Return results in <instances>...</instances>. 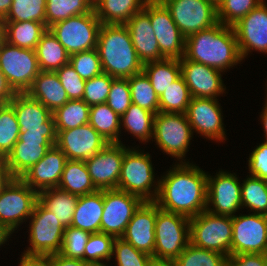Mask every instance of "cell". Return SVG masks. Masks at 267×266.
<instances>
[{"mask_svg": "<svg viewBox=\"0 0 267 266\" xmlns=\"http://www.w3.org/2000/svg\"><path fill=\"white\" fill-rule=\"evenodd\" d=\"M233 28L242 59L252 50L267 53V5L264 1L234 24Z\"/></svg>", "mask_w": 267, "mask_h": 266, "instance_id": "21", "label": "cell"}, {"mask_svg": "<svg viewBox=\"0 0 267 266\" xmlns=\"http://www.w3.org/2000/svg\"><path fill=\"white\" fill-rule=\"evenodd\" d=\"M112 255H115L117 266H150L152 256L134 248L122 238H115Z\"/></svg>", "mask_w": 267, "mask_h": 266, "instance_id": "47", "label": "cell"}, {"mask_svg": "<svg viewBox=\"0 0 267 266\" xmlns=\"http://www.w3.org/2000/svg\"><path fill=\"white\" fill-rule=\"evenodd\" d=\"M127 149L123 143H109L85 161L91 181L97 190L117 189Z\"/></svg>", "mask_w": 267, "mask_h": 266, "instance_id": "18", "label": "cell"}, {"mask_svg": "<svg viewBox=\"0 0 267 266\" xmlns=\"http://www.w3.org/2000/svg\"><path fill=\"white\" fill-rule=\"evenodd\" d=\"M55 72L66 90L69 100L82 99L85 90V80L79 76L75 69L70 64H67Z\"/></svg>", "mask_w": 267, "mask_h": 266, "instance_id": "52", "label": "cell"}, {"mask_svg": "<svg viewBox=\"0 0 267 266\" xmlns=\"http://www.w3.org/2000/svg\"><path fill=\"white\" fill-rule=\"evenodd\" d=\"M121 117L106 103L90 106L89 124L109 143H122L120 140Z\"/></svg>", "mask_w": 267, "mask_h": 266, "instance_id": "35", "label": "cell"}, {"mask_svg": "<svg viewBox=\"0 0 267 266\" xmlns=\"http://www.w3.org/2000/svg\"><path fill=\"white\" fill-rule=\"evenodd\" d=\"M35 52L40 71L55 72L69 64L70 55L49 29L41 36Z\"/></svg>", "mask_w": 267, "mask_h": 266, "instance_id": "31", "label": "cell"}, {"mask_svg": "<svg viewBox=\"0 0 267 266\" xmlns=\"http://www.w3.org/2000/svg\"><path fill=\"white\" fill-rule=\"evenodd\" d=\"M106 104L120 117L132 104L128 79L115 78L112 81Z\"/></svg>", "mask_w": 267, "mask_h": 266, "instance_id": "51", "label": "cell"}, {"mask_svg": "<svg viewBox=\"0 0 267 266\" xmlns=\"http://www.w3.org/2000/svg\"><path fill=\"white\" fill-rule=\"evenodd\" d=\"M94 10V0H47L46 27Z\"/></svg>", "mask_w": 267, "mask_h": 266, "instance_id": "37", "label": "cell"}, {"mask_svg": "<svg viewBox=\"0 0 267 266\" xmlns=\"http://www.w3.org/2000/svg\"><path fill=\"white\" fill-rule=\"evenodd\" d=\"M162 3L185 38L218 23L217 7L207 0H165Z\"/></svg>", "mask_w": 267, "mask_h": 266, "instance_id": "13", "label": "cell"}, {"mask_svg": "<svg viewBox=\"0 0 267 266\" xmlns=\"http://www.w3.org/2000/svg\"><path fill=\"white\" fill-rule=\"evenodd\" d=\"M144 201L118 189L103 190V214L101 233L121 238L134 212Z\"/></svg>", "mask_w": 267, "mask_h": 266, "instance_id": "15", "label": "cell"}, {"mask_svg": "<svg viewBox=\"0 0 267 266\" xmlns=\"http://www.w3.org/2000/svg\"><path fill=\"white\" fill-rule=\"evenodd\" d=\"M14 178L5 160L0 159V192L6 188Z\"/></svg>", "mask_w": 267, "mask_h": 266, "instance_id": "58", "label": "cell"}, {"mask_svg": "<svg viewBox=\"0 0 267 266\" xmlns=\"http://www.w3.org/2000/svg\"><path fill=\"white\" fill-rule=\"evenodd\" d=\"M103 73L127 79L143 71L125 24H102L97 41Z\"/></svg>", "mask_w": 267, "mask_h": 266, "instance_id": "3", "label": "cell"}, {"mask_svg": "<svg viewBox=\"0 0 267 266\" xmlns=\"http://www.w3.org/2000/svg\"><path fill=\"white\" fill-rule=\"evenodd\" d=\"M150 1L157 2V3H162L165 0H150Z\"/></svg>", "mask_w": 267, "mask_h": 266, "instance_id": "65", "label": "cell"}, {"mask_svg": "<svg viewBox=\"0 0 267 266\" xmlns=\"http://www.w3.org/2000/svg\"><path fill=\"white\" fill-rule=\"evenodd\" d=\"M209 2H211L213 5H215L216 7L219 6V4L223 1V0H207Z\"/></svg>", "mask_w": 267, "mask_h": 266, "instance_id": "64", "label": "cell"}, {"mask_svg": "<svg viewBox=\"0 0 267 266\" xmlns=\"http://www.w3.org/2000/svg\"><path fill=\"white\" fill-rule=\"evenodd\" d=\"M114 239L113 236L105 233H92L85 246L84 261L96 266H108L103 260L110 261L113 257Z\"/></svg>", "mask_w": 267, "mask_h": 266, "instance_id": "45", "label": "cell"}, {"mask_svg": "<svg viewBox=\"0 0 267 266\" xmlns=\"http://www.w3.org/2000/svg\"><path fill=\"white\" fill-rule=\"evenodd\" d=\"M238 181L235 173L219 171L214 177L208 174L206 210L216 215L234 216L242 209L241 184Z\"/></svg>", "mask_w": 267, "mask_h": 266, "instance_id": "17", "label": "cell"}, {"mask_svg": "<svg viewBox=\"0 0 267 266\" xmlns=\"http://www.w3.org/2000/svg\"><path fill=\"white\" fill-rule=\"evenodd\" d=\"M127 79L132 104L157 114L159 112V97L146 74L142 71Z\"/></svg>", "mask_w": 267, "mask_h": 266, "instance_id": "39", "label": "cell"}, {"mask_svg": "<svg viewBox=\"0 0 267 266\" xmlns=\"http://www.w3.org/2000/svg\"><path fill=\"white\" fill-rule=\"evenodd\" d=\"M8 103L15 110L20 133L27 130H56L53 112L27 93H16Z\"/></svg>", "mask_w": 267, "mask_h": 266, "instance_id": "25", "label": "cell"}, {"mask_svg": "<svg viewBox=\"0 0 267 266\" xmlns=\"http://www.w3.org/2000/svg\"><path fill=\"white\" fill-rule=\"evenodd\" d=\"M69 64L83 80H89L103 73L97 48L71 55Z\"/></svg>", "mask_w": 267, "mask_h": 266, "instance_id": "48", "label": "cell"}, {"mask_svg": "<svg viewBox=\"0 0 267 266\" xmlns=\"http://www.w3.org/2000/svg\"><path fill=\"white\" fill-rule=\"evenodd\" d=\"M52 266H96L81 259L67 258L59 253L51 254Z\"/></svg>", "mask_w": 267, "mask_h": 266, "instance_id": "56", "label": "cell"}, {"mask_svg": "<svg viewBox=\"0 0 267 266\" xmlns=\"http://www.w3.org/2000/svg\"><path fill=\"white\" fill-rule=\"evenodd\" d=\"M57 188L78 196H83L97 191L91 181L85 161L78 160L66 161Z\"/></svg>", "mask_w": 267, "mask_h": 266, "instance_id": "33", "label": "cell"}, {"mask_svg": "<svg viewBox=\"0 0 267 266\" xmlns=\"http://www.w3.org/2000/svg\"><path fill=\"white\" fill-rule=\"evenodd\" d=\"M26 93L52 112L69 101L56 72L40 71Z\"/></svg>", "mask_w": 267, "mask_h": 266, "instance_id": "27", "label": "cell"}, {"mask_svg": "<svg viewBox=\"0 0 267 266\" xmlns=\"http://www.w3.org/2000/svg\"><path fill=\"white\" fill-rule=\"evenodd\" d=\"M56 132V146L68 160L86 161L109 144L89 123Z\"/></svg>", "mask_w": 267, "mask_h": 266, "instance_id": "20", "label": "cell"}, {"mask_svg": "<svg viewBox=\"0 0 267 266\" xmlns=\"http://www.w3.org/2000/svg\"><path fill=\"white\" fill-rule=\"evenodd\" d=\"M150 266H177L174 261L153 260Z\"/></svg>", "mask_w": 267, "mask_h": 266, "instance_id": "62", "label": "cell"}, {"mask_svg": "<svg viewBox=\"0 0 267 266\" xmlns=\"http://www.w3.org/2000/svg\"><path fill=\"white\" fill-rule=\"evenodd\" d=\"M103 208V190L79 196L71 226L91 234L101 232Z\"/></svg>", "mask_w": 267, "mask_h": 266, "instance_id": "28", "label": "cell"}, {"mask_svg": "<svg viewBox=\"0 0 267 266\" xmlns=\"http://www.w3.org/2000/svg\"><path fill=\"white\" fill-rule=\"evenodd\" d=\"M56 130H27L4 158L11 174L20 178L29 168L44 157L52 145H56Z\"/></svg>", "mask_w": 267, "mask_h": 266, "instance_id": "8", "label": "cell"}, {"mask_svg": "<svg viewBox=\"0 0 267 266\" xmlns=\"http://www.w3.org/2000/svg\"><path fill=\"white\" fill-rule=\"evenodd\" d=\"M90 232L72 226L65 228L60 255L84 260V251Z\"/></svg>", "mask_w": 267, "mask_h": 266, "instance_id": "49", "label": "cell"}, {"mask_svg": "<svg viewBox=\"0 0 267 266\" xmlns=\"http://www.w3.org/2000/svg\"><path fill=\"white\" fill-rule=\"evenodd\" d=\"M125 25L130 32L138 58L143 64L165 58L160 53L149 14L144 9L134 14Z\"/></svg>", "mask_w": 267, "mask_h": 266, "instance_id": "26", "label": "cell"}, {"mask_svg": "<svg viewBox=\"0 0 267 266\" xmlns=\"http://www.w3.org/2000/svg\"><path fill=\"white\" fill-rule=\"evenodd\" d=\"M148 0H94V10L102 24H125L141 11Z\"/></svg>", "mask_w": 267, "mask_h": 266, "instance_id": "29", "label": "cell"}, {"mask_svg": "<svg viewBox=\"0 0 267 266\" xmlns=\"http://www.w3.org/2000/svg\"><path fill=\"white\" fill-rule=\"evenodd\" d=\"M66 155L52 145L42 159L29 168L20 178L37 193L57 188L67 161Z\"/></svg>", "mask_w": 267, "mask_h": 266, "instance_id": "24", "label": "cell"}, {"mask_svg": "<svg viewBox=\"0 0 267 266\" xmlns=\"http://www.w3.org/2000/svg\"><path fill=\"white\" fill-rule=\"evenodd\" d=\"M90 106L82 99L69 100L53 112L56 131H63L89 123Z\"/></svg>", "mask_w": 267, "mask_h": 266, "instance_id": "38", "label": "cell"}, {"mask_svg": "<svg viewBox=\"0 0 267 266\" xmlns=\"http://www.w3.org/2000/svg\"><path fill=\"white\" fill-rule=\"evenodd\" d=\"M114 79L112 76L102 73L99 76L85 80L82 100L89 106L106 103Z\"/></svg>", "mask_w": 267, "mask_h": 266, "instance_id": "50", "label": "cell"}, {"mask_svg": "<svg viewBox=\"0 0 267 266\" xmlns=\"http://www.w3.org/2000/svg\"><path fill=\"white\" fill-rule=\"evenodd\" d=\"M242 208H250L252 213L267 215V181L255 176L243 180L241 184Z\"/></svg>", "mask_w": 267, "mask_h": 266, "instance_id": "40", "label": "cell"}, {"mask_svg": "<svg viewBox=\"0 0 267 266\" xmlns=\"http://www.w3.org/2000/svg\"><path fill=\"white\" fill-rule=\"evenodd\" d=\"M11 233L0 224V246L5 244L8 238H10Z\"/></svg>", "mask_w": 267, "mask_h": 266, "instance_id": "61", "label": "cell"}, {"mask_svg": "<svg viewBox=\"0 0 267 266\" xmlns=\"http://www.w3.org/2000/svg\"><path fill=\"white\" fill-rule=\"evenodd\" d=\"M265 0H223L217 7L218 22L233 26Z\"/></svg>", "mask_w": 267, "mask_h": 266, "instance_id": "46", "label": "cell"}, {"mask_svg": "<svg viewBox=\"0 0 267 266\" xmlns=\"http://www.w3.org/2000/svg\"><path fill=\"white\" fill-rule=\"evenodd\" d=\"M156 219L157 204L154 201H144L134 212L121 238L153 257Z\"/></svg>", "mask_w": 267, "mask_h": 266, "instance_id": "23", "label": "cell"}, {"mask_svg": "<svg viewBox=\"0 0 267 266\" xmlns=\"http://www.w3.org/2000/svg\"><path fill=\"white\" fill-rule=\"evenodd\" d=\"M226 260L224 254L201 249L190 243L174 262L177 266H225Z\"/></svg>", "mask_w": 267, "mask_h": 266, "instance_id": "44", "label": "cell"}, {"mask_svg": "<svg viewBox=\"0 0 267 266\" xmlns=\"http://www.w3.org/2000/svg\"><path fill=\"white\" fill-rule=\"evenodd\" d=\"M19 266H52L51 255L22 254Z\"/></svg>", "mask_w": 267, "mask_h": 266, "instance_id": "55", "label": "cell"}, {"mask_svg": "<svg viewBox=\"0 0 267 266\" xmlns=\"http://www.w3.org/2000/svg\"><path fill=\"white\" fill-rule=\"evenodd\" d=\"M181 76L184 78L192 97L217 99L226 88L223 84L221 71L202 63L179 59Z\"/></svg>", "mask_w": 267, "mask_h": 266, "instance_id": "22", "label": "cell"}, {"mask_svg": "<svg viewBox=\"0 0 267 266\" xmlns=\"http://www.w3.org/2000/svg\"><path fill=\"white\" fill-rule=\"evenodd\" d=\"M154 113L147 109L131 104L126 112L121 116L120 127L133 136H136L140 142H148L154 133Z\"/></svg>", "mask_w": 267, "mask_h": 266, "instance_id": "36", "label": "cell"}, {"mask_svg": "<svg viewBox=\"0 0 267 266\" xmlns=\"http://www.w3.org/2000/svg\"><path fill=\"white\" fill-rule=\"evenodd\" d=\"M0 69L15 93H26L40 72L35 50L6 41L0 45Z\"/></svg>", "mask_w": 267, "mask_h": 266, "instance_id": "9", "label": "cell"}, {"mask_svg": "<svg viewBox=\"0 0 267 266\" xmlns=\"http://www.w3.org/2000/svg\"><path fill=\"white\" fill-rule=\"evenodd\" d=\"M143 9L149 14L151 26L165 58L181 59L185 55L186 38L163 3L148 0Z\"/></svg>", "mask_w": 267, "mask_h": 266, "instance_id": "16", "label": "cell"}, {"mask_svg": "<svg viewBox=\"0 0 267 266\" xmlns=\"http://www.w3.org/2000/svg\"><path fill=\"white\" fill-rule=\"evenodd\" d=\"M47 30L44 23L36 21L4 22L5 41L23 49L35 50Z\"/></svg>", "mask_w": 267, "mask_h": 266, "instance_id": "32", "label": "cell"}, {"mask_svg": "<svg viewBox=\"0 0 267 266\" xmlns=\"http://www.w3.org/2000/svg\"><path fill=\"white\" fill-rule=\"evenodd\" d=\"M232 228L231 255L266 254L267 215H234Z\"/></svg>", "mask_w": 267, "mask_h": 266, "instance_id": "14", "label": "cell"}, {"mask_svg": "<svg viewBox=\"0 0 267 266\" xmlns=\"http://www.w3.org/2000/svg\"><path fill=\"white\" fill-rule=\"evenodd\" d=\"M136 149L128 146L124 153L117 189L134 194L143 201H155L160 181H155L151 155Z\"/></svg>", "mask_w": 267, "mask_h": 266, "instance_id": "4", "label": "cell"}, {"mask_svg": "<svg viewBox=\"0 0 267 266\" xmlns=\"http://www.w3.org/2000/svg\"><path fill=\"white\" fill-rule=\"evenodd\" d=\"M4 20L0 19V45L5 41Z\"/></svg>", "mask_w": 267, "mask_h": 266, "instance_id": "63", "label": "cell"}, {"mask_svg": "<svg viewBox=\"0 0 267 266\" xmlns=\"http://www.w3.org/2000/svg\"><path fill=\"white\" fill-rule=\"evenodd\" d=\"M232 216L207 210L190 218V243L198 248L231 255Z\"/></svg>", "mask_w": 267, "mask_h": 266, "instance_id": "6", "label": "cell"}, {"mask_svg": "<svg viewBox=\"0 0 267 266\" xmlns=\"http://www.w3.org/2000/svg\"><path fill=\"white\" fill-rule=\"evenodd\" d=\"M38 193L21 178L13 181L0 192V224L11 234L32 215Z\"/></svg>", "mask_w": 267, "mask_h": 266, "instance_id": "12", "label": "cell"}, {"mask_svg": "<svg viewBox=\"0 0 267 266\" xmlns=\"http://www.w3.org/2000/svg\"><path fill=\"white\" fill-rule=\"evenodd\" d=\"M190 244V218L157 205L153 259L174 261Z\"/></svg>", "mask_w": 267, "mask_h": 266, "instance_id": "5", "label": "cell"}, {"mask_svg": "<svg viewBox=\"0 0 267 266\" xmlns=\"http://www.w3.org/2000/svg\"><path fill=\"white\" fill-rule=\"evenodd\" d=\"M47 0H12L4 22L36 21L46 25Z\"/></svg>", "mask_w": 267, "mask_h": 266, "instance_id": "43", "label": "cell"}, {"mask_svg": "<svg viewBox=\"0 0 267 266\" xmlns=\"http://www.w3.org/2000/svg\"><path fill=\"white\" fill-rule=\"evenodd\" d=\"M101 25L93 10L59 21L48 29L71 56L81 51L97 48Z\"/></svg>", "mask_w": 267, "mask_h": 266, "instance_id": "7", "label": "cell"}, {"mask_svg": "<svg viewBox=\"0 0 267 266\" xmlns=\"http://www.w3.org/2000/svg\"><path fill=\"white\" fill-rule=\"evenodd\" d=\"M249 173L267 181V142L261 143L251 152L248 160Z\"/></svg>", "mask_w": 267, "mask_h": 266, "instance_id": "53", "label": "cell"}, {"mask_svg": "<svg viewBox=\"0 0 267 266\" xmlns=\"http://www.w3.org/2000/svg\"><path fill=\"white\" fill-rule=\"evenodd\" d=\"M191 99L190 90L180 76L159 97V112L185 114Z\"/></svg>", "mask_w": 267, "mask_h": 266, "instance_id": "41", "label": "cell"}, {"mask_svg": "<svg viewBox=\"0 0 267 266\" xmlns=\"http://www.w3.org/2000/svg\"><path fill=\"white\" fill-rule=\"evenodd\" d=\"M225 266H267V254L229 255Z\"/></svg>", "mask_w": 267, "mask_h": 266, "instance_id": "54", "label": "cell"}, {"mask_svg": "<svg viewBox=\"0 0 267 266\" xmlns=\"http://www.w3.org/2000/svg\"><path fill=\"white\" fill-rule=\"evenodd\" d=\"M184 57L221 72L243 61L233 26L220 22L187 37Z\"/></svg>", "mask_w": 267, "mask_h": 266, "instance_id": "2", "label": "cell"}, {"mask_svg": "<svg viewBox=\"0 0 267 266\" xmlns=\"http://www.w3.org/2000/svg\"><path fill=\"white\" fill-rule=\"evenodd\" d=\"M207 176L198 166L180 160L159 179L154 202L165 211L197 216L207 208Z\"/></svg>", "mask_w": 267, "mask_h": 266, "instance_id": "1", "label": "cell"}, {"mask_svg": "<svg viewBox=\"0 0 267 266\" xmlns=\"http://www.w3.org/2000/svg\"><path fill=\"white\" fill-rule=\"evenodd\" d=\"M221 105L218 99L192 97L186 110V117L192 131L214 141H224V131Z\"/></svg>", "mask_w": 267, "mask_h": 266, "instance_id": "19", "label": "cell"}, {"mask_svg": "<svg viewBox=\"0 0 267 266\" xmlns=\"http://www.w3.org/2000/svg\"><path fill=\"white\" fill-rule=\"evenodd\" d=\"M29 245L24 254L51 255L60 252L65 228L39 200L29 217Z\"/></svg>", "mask_w": 267, "mask_h": 266, "instance_id": "10", "label": "cell"}, {"mask_svg": "<svg viewBox=\"0 0 267 266\" xmlns=\"http://www.w3.org/2000/svg\"><path fill=\"white\" fill-rule=\"evenodd\" d=\"M193 131L186 114L158 112L154 118L153 138L156 145L169 156L186 163L185 154Z\"/></svg>", "mask_w": 267, "mask_h": 266, "instance_id": "11", "label": "cell"}, {"mask_svg": "<svg viewBox=\"0 0 267 266\" xmlns=\"http://www.w3.org/2000/svg\"><path fill=\"white\" fill-rule=\"evenodd\" d=\"M12 0H0V19H4L11 7Z\"/></svg>", "mask_w": 267, "mask_h": 266, "instance_id": "59", "label": "cell"}, {"mask_svg": "<svg viewBox=\"0 0 267 266\" xmlns=\"http://www.w3.org/2000/svg\"><path fill=\"white\" fill-rule=\"evenodd\" d=\"M15 94L0 69V104L8 103Z\"/></svg>", "mask_w": 267, "mask_h": 266, "instance_id": "57", "label": "cell"}, {"mask_svg": "<svg viewBox=\"0 0 267 266\" xmlns=\"http://www.w3.org/2000/svg\"><path fill=\"white\" fill-rule=\"evenodd\" d=\"M265 105L263 108V112H261L262 114H260V118H261V122L263 125V129L265 132V141L267 142V97H266V101H265Z\"/></svg>", "mask_w": 267, "mask_h": 266, "instance_id": "60", "label": "cell"}, {"mask_svg": "<svg viewBox=\"0 0 267 266\" xmlns=\"http://www.w3.org/2000/svg\"><path fill=\"white\" fill-rule=\"evenodd\" d=\"M20 126L14 108L0 104V159H4L19 139Z\"/></svg>", "mask_w": 267, "mask_h": 266, "instance_id": "42", "label": "cell"}, {"mask_svg": "<svg viewBox=\"0 0 267 266\" xmlns=\"http://www.w3.org/2000/svg\"><path fill=\"white\" fill-rule=\"evenodd\" d=\"M79 196L59 188H50L38 193V200L59 220L64 228L71 226Z\"/></svg>", "mask_w": 267, "mask_h": 266, "instance_id": "30", "label": "cell"}, {"mask_svg": "<svg viewBox=\"0 0 267 266\" xmlns=\"http://www.w3.org/2000/svg\"><path fill=\"white\" fill-rule=\"evenodd\" d=\"M143 72L148 77L158 97L181 76L179 59L164 58L143 64Z\"/></svg>", "mask_w": 267, "mask_h": 266, "instance_id": "34", "label": "cell"}]
</instances>
